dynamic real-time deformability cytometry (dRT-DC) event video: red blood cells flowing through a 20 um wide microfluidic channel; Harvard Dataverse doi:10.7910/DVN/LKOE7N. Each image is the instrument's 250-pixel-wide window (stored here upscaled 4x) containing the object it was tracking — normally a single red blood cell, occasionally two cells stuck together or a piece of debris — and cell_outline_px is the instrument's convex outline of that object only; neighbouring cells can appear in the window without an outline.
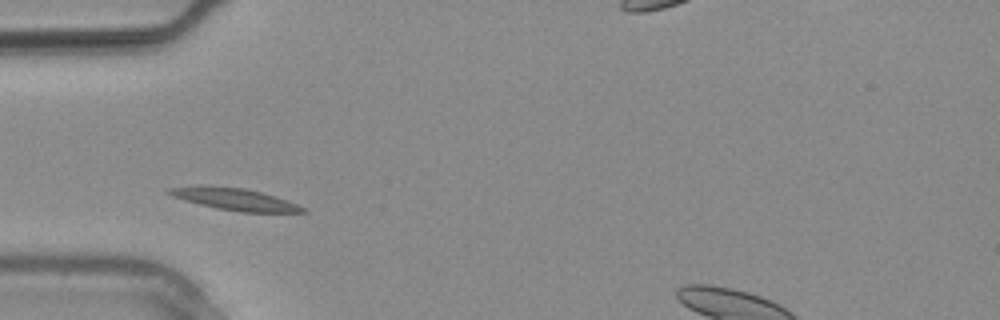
{"species": "common noctule bat (a hibernating species)", "species_latin": "Nyctalus noctula", "temperature_condition": "warm", "stored_images_in_passage": 18, "camera_frame_rate_fps": 3000, "um_per_image_px": 0.085, "animal": {"sex": "male", "body_mass_g": 20.4}, "frame": {"image": 1, "passage_image": 3, "time_ms": 0.667, "image_size_px": [1000, 320], "cell_outline_px": [[308, 212], [240, 212], [216, 208], [184, 200], [172, 196], [164, 192], [168, 188], [200, 184], [244, 188], [276, 196], [296, 204], [304, 208]], "centroid_in_image_um": [19.86, 16.91], "position_along_channel_um": 65.1, "area_um2": 17.22}}